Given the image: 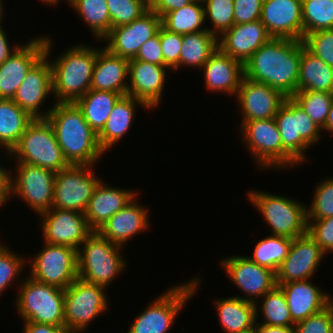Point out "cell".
Listing matches in <instances>:
<instances>
[{
    "mask_svg": "<svg viewBox=\"0 0 333 333\" xmlns=\"http://www.w3.org/2000/svg\"><path fill=\"white\" fill-rule=\"evenodd\" d=\"M23 280V281H22ZM15 298L16 311L22 322L65 326L64 289L25 276Z\"/></svg>",
    "mask_w": 333,
    "mask_h": 333,
    "instance_id": "cell-6",
    "label": "cell"
},
{
    "mask_svg": "<svg viewBox=\"0 0 333 333\" xmlns=\"http://www.w3.org/2000/svg\"><path fill=\"white\" fill-rule=\"evenodd\" d=\"M272 37L261 20L234 24L218 37V48L243 64Z\"/></svg>",
    "mask_w": 333,
    "mask_h": 333,
    "instance_id": "cell-24",
    "label": "cell"
},
{
    "mask_svg": "<svg viewBox=\"0 0 333 333\" xmlns=\"http://www.w3.org/2000/svg\"><path fill=\"white\" fill-rule=\"evenodd\" d=\"M104 183L101 180L96 186L84 213L88 227L92 231H98L115 213L138 195L136 190L108 186Z\"/></svg>",
    "mask_w": 333,
    "mask_h": 333,
    "instance_id": "cell-28",
    "label": "cell"
},
{
    "mask_svg": "<svg viewBox=\"0 0 333 333\" xmlns=\"http://www.w3.org/2000/svg\"><path fill=\"white\" fill-rule=\"evenodd\" d=\"M203 4L205 22L210 20L213 27L209 26L207 30L217 38L234 25L233 0H205Z\"/></svg>",
    "mask_w": 333,
    "mask_h": 333,
    "instance_id": "cell-42",
    "label": "cell"
},
{
    "mask_svg": "<svg viewBox=\"0 0 333 333\" xmlns=\"http://www.w3.org/2000/svg\"><path fill=\"white\" fill-rule=\"evenodd\" d=\"M43 245L40 252L31 258L27 275L65 290L78 278L77 250L46 242Z\"/></svg>",
    "mask_w": 333,
    "mask_h": 333,
    "instance_id": "cell-13",
    "label": "cell"
},
{
    "mask_svg": "<svg viewBox=\"0 0 333 333\" xmlns=\"http://www.w3.org/2000/svg\"><path fill=\"white\" fill-rule=\"evenodd\" d=\"M9 157H12L11 160L15 158L14 162L39 166L54 173L69 165L47 118H36L30 122Z\"/></svg>",
    "mask_w": 333,
    "mask_h": 333,
    "instance_id": "cell-8",
    "label": "cell"
},
{
    "mask_svg": "<svg viewBox=\"0 0 333 333\" xmlns=\"http://www.w3.org/2000/svg\"><path fill=\"white\" fill-rule=\"evenodd\" d=\"M205 23L204 4L193 1L187 6L167 12L161 18V25L170 32L186 35L196 33L207 28Z\"/></svg>",
    "mask_w": 333,
    "mask_h": 333,
    "instance_id": "cell-37",
    "label": "cell"
},
{
    "mask_svg": "<svg viewBox=\"0 0 333 333\" xmlns=\"http://www.w3.org/2000/svg\"><path fill=\"white\" fill-rule=\"evenodd\" d=\"M219 261V266L226 271L231 282L243 292V297H235L256 303L277 286L275 272L258 265L247 256L232 255Z\"/></svg>",
    "mask_w": 333,
    "mask_h": 333,
    "instance_id": "cell-16",
    "label": "cell"
},
{
    "mask_svg": "<svg viewBox=\"0 0 333 333\" xmlns=\"http://www.w3.org/2000/svg\"><path fill=\"white\" fill-rule=\"evenodd\" d=\"M161 26V17L148 9L133 22L114 27L101 40L111 54L128 60L134 59L140 47L153 37Z\"/></svg>",
    "mask_w": 333,
    "mask_h": 333,
    "instance_id": "cell-18",
    "label": "cell"
},
{
    "mask_svg": "<svg viewBox=\"0 0 333 333\" xmlns=\"http://www.w3.org/2000/svg\"><path fill=\"white\" fill-rule=\"evenodd\" d=\"M97 54L98 47L80 43L49 60L56 103H75L90 90Z\"/></svg>",
    "mask_w": 333,
    "mask_h": 333,
    "instance_id": "cell-3",
    "label": "cell"
},
{
    "mask_svg": "<svg viewBox=\"0 0 333 333\" xmlns=\"http://www.w3.org/2000/svg\"><path fill=\"white\" fill-rule=\"evenodd\" d=\"M137 195L123 208L115 213L97 232L110 242L124 247L135 235L148 230L150 226L149 211L137 202Z\"/></svg>",
    "mask_w": 333,
    "mask_h": 333,
    "instance_id": "cell-25",
    "label": "cell"
},
{
    "mask_svg": "<svg viewBox=\"0 0 333 333\" xmlns=\"http://www.w3.org/2000/svg\"><path fill=\"white\" fill-rule=\"evenodd\" d=\"M241 140L263 169H291L300 163L283 147L280 132L274 118L245 121L240 125ZM273 168V169H272Z\"/></svg>",
    "mask_w": 333,
    "mask_h": 333,
    "instance_id": "cell-7",
    "label": "cell"
},
{
    "mask_svg": "<svg viewBox=\"0 0 333 333\" xmlns=\"http://www.w3.org/2000/svg\"><path fill=\"white\" fill-rule=\"evenodd\" d=\"M107 6L111 29L133 22L149 9L140 0H107Z\"/></svg>",
    "mask_w": 333,
    "mask_h": 333,
    "instance_id": "cell-45",
    "label": "cell"
},
{
    "mask_svg": "<svg viewBox=\"0 0 333 333\" xmlns=\"http://www.w3.org/2000/svg\"><path fill=\"white\" fill-rule=\"evenodd\" d=\"M218 48V38L208 30L183 35L179 58L181 67L201 69Z\"/></svg>",
    "mask_w": 333,
    "mask_h": 333,
    "instance_id": "cell-35",
    "label": "cell"
},
{
    "mask_svg": "<svg viewBox=\"0 0 333 333\" xmlns=\"http://www.w3.org/2000/svg\"><path fill=\"white\" fill-rule=\"evenodd\" d=\"M294 333H333V301L320 312L296 323Z\"/></svg>",
    "mask_w": 333,
    "mask_h": 333,
    "instance_id": "cell-47",
    "label": "cell"
},
{
    "mask_svg": "<svg viewBox=\"0 0 333 333\" xmlns=\"http://www.w3.org/2000/svg\"><path fill=\"white\" fill-rule=\"evenodd\" d=\"M254 333H294V327L271 326L262 323H256Z\"/></svg>",
    "mask_w": 333,
    "mask_h": 333,
    "instance_id": "cell-56",
    "label": "cell"
},
{
    "mask_svg": "<svg viewBox=\"0 0 333 333\" xmlns=\"http://www.w3.org/2000/svg\"><path fill=\"white\" fill-rule=\"evenodd\" d=\"M236 101L239 103L241 125L245 121L274 118L286 97L265 83L243 77Z\"/></svg>",
    "mask_w": 333,
    "mask_h": 333,
    "instance_id": "cell-21",
    "label": "cell"
},
{
    "mask_svg": "<svg viewBox=\"0 0 333 333\" xmlns=\"http://www.w3.org/2000/svg\"><path fill=\"white\" fill-rule=\"evenodd\" d=\"M168 67L129 60L127 95L142 101L150 110L161 104Z\"/></svg>",
    "mask_w": 333,
    "mask_h": 333,
    "instance_id": "cell-23",
    "label": "cell"
},
{
    "mask_svg": "<svg viewBox=\"0 0 333 333\" xmlns=\"http://www.w3.org/2000/svg\"><path fill=\"white\" fill-rule=\"evenodd\" d=\"M44 242L63 245L78 250L85 239L93 232L87 224L84 213L72 210L51 208L39 215Z\"/></svg>",
    "mask_w": 333,
    "mask_h": 333,
    "instance_id": "cell-17",
    "label": "cell"
},
{
    "mask_svg": "<svg viewBox=\"0 0 333 333\" xmlns=\"http://www.w3.org/2000/svg\"><path fill=\"white\" fill-rule=\"evenodd\" d=\"M46 118L69 165H97L105 153L76 103H54Z\"/></svg>",
    "mask_w": 333,
    "mask_h": 333,
    "instance_id": "cell-2",
    "label": "cell"
},
{
    "mask_svg": "<svg viewBox=\"0 0 333 333\" xmlns=\"http://www.w3.org/2000/svg\"><path fill=\"white\" fill-rule=\"evenodd\" d=\"M292 99L321 129L325 126L329 107L333 99L332 93L320 91H297Z\"/></svg>",
    "mask_w": 333,
    "mask_h": 333,
    "instance_id": "cell-41",
    "label": "cell"
},
{
    "mask_svg": "<svg viewBox=\"0 0 333 333\" xmlns=\"http://www.w3.org/2000/svg\"><path fill=\"white\" fill-rule=\"evenodd\" d=\"M67 3L87 24L96 41H101L110 32L111 18L107 0H68Z\"/></svg>",
    "mask_w": 333,
    "mask_h": 333,
    "instance_id": "cell-36",
    "label": "cell"
},
{
    "mask_svg": "<svg viewBox=\"0 0 333 333\" xmlns=\"http://www.w3.org/2000/svg\"><path fill=\"white\" fill-rule=\"evenodd\" d=\"M201 281L196 277L170 286L134 318L127 333H168L186 303L194 298Z\"/></svg>",
    "mask_w": 333,
    "mask_h": 333,
    "instance_id": "cell-5",
    "label": "cell"
},
{
    "mask_svg": "<svg viewBox=\"0 0 333 333\" xmlns=\"http://www.w3.org/2000/svg\"><path fill=\"white\" fill-rule=\"evenodd\" d=\"M122 96L112 91L90 89L75 103L82 110L84 119L98 135L104 128L114 105Z\"/></svg>",
    "mask_w": 333,
    "mask_h": 333,
    "instance_id": "cell-33",
    "label": "cell"
},
{
    "mask_svg": "<svg viewBox=\"0 0 333 333\" xmlns=\"http://www.w3.org/2000/svg\"><path fill=\"white\" fill-rule=\"evenodd\" d=\"M45 5H49V6H55L58 5L59 1L61 0H41ZM68 1V0H66Z\"/></svg>",
    "mask_w": 333,
    "mask_h": 333,
    "instance_id": "cell-59",
    "label": "cell"
},
{
    "mask_svg": "<svg viewBox=\"0 0 333 333\" xmlns=\"http://www.w3.org/2000/svg\"><path fill=\"white\" fill-rule=\"evenodd\" d=\"M121 252L122 246L93 231L77 250L78 278L108 288L127 266Z\"/></svg>",
    "mask_w": 333,
    "mask_h": 333,
    "instance_id": "cell-4",
    "label": "cell"
},
{
    "mask_svg": "<svg viewBox=\"0 0 333 333\" xmlns=\"http://www.w3.org/2000/svg\"><path fill=\"white\" fill-rule=\"evenodd\" d=\"M292 244V238L285 236L270 235V233L264 236L256 243L253 256H247L258 265L268 268L271 271L278 270V267L287 257L290 246Z\"/></svg>",
    "mask_w": 333,
    "mask_h": 333,
    "instance_id": "cell-39",
    "label": "cell"
},
{
    "mask_svg": "<svg viewBox=\"0 0 333 333\" xmlns=\"http://www.w3.org/2000/svg\"><path fill=\"white\" fill-rule=\"evenodd\" d=\"M45 54V35L32 37L0 65V99L12 100L27 72Z\"/></svg>",
    "mask_w": 333,
    "mask_h": 333,
    "instance_id": "cell-20",
    "label": "cell"
},
{
    "mask_svg": "<svg viewBox=\"0 0 333 333\" xmlns=\"http://www.w3.org/2000/svg\"><path fill=\"white\" fill-rule=\"evenodd\" d=\"M301 40L271 38L244 63V77L292 98L298 91Z\"/></svg>",
    "mask_w": 333,
    "mask_h": 333,
    "instance_id": "cell-1",
    "label": "cell"
},
{
    "mask_svg": "<svg viewBox=\"0 0 333 333\" xmlns=\"http://www.w3.org/2000/svg\"><path fill=\"white\" fill-rule=\"evenodd\" d=\"M283 147L300 163H307V149L319 143L322 130L292 99L286 98L274 117Z\"/></svg>",
    "mask_w": 333,
    "mask_h": 333,
    "instance_id": "cell-11",
    "label": "cell"
},
{
    "mask_svg": "<svg viewBox=\"0 0 333 333\" xmlns=\"http://www.w3.org/2000/svg\"><path fill=\"white\" fill-rule=\"evenodd\" d=\"M193 1H198V2H202L203 3L205 0H193Z\"/></svg>",
    "mask_w": 333,
    "mask_h": 333,
    "instance_id": "cell-61",
    "label": "cell"
},
{
    "mask_svg": "<svg viewBox=\"0 0 333 333\" xmlns=\"http://www.w3.org/2000/svg\"><path fill=\"white\" fill-rule=\"evenodd\" d=\"M248 199L262 214L270 235L296 238L307 233V207L300 200L265 191L250 190Z\"/></svg>",
    "mask_w": 333,
    "mask_h": 333,
    "instance_id": "cell-9",
    "label": "cell"
},
{
    "mask_svg": "<svg viewBox=\"0 0 333 333\" xmlns=\"http://www.w3.org/2000/svg\"><path fill=\"white\" fill-rule=\"evenodd\" d=\"M11 173V198L19 197L37 215L53 206L55 173L39 166L16 162Z\"/></svg>",
    "mask_w": 333,
    "mask_h": 333,
    "instance_id": "cell-14",
    "label": "cell"
},
{
    "mask_svg": "<svg viewBox=\"0 0 333 333\" xmlns=\"http://www.w3.org/2000/svg\"><path fill=\"white\" fill-rule=\"evenodd\" d=\"M22 333H71L65 326H54L44 323L23 322Z\"/></svg>",
    "mask_w": 333,
    "mask_h": 333,
    "instance_id": "cell-53",
    "label": "cell"
},
{
    "mask_svg": "<svg viewBox=\"0 0 333 333\" xmlns=\"http://www.w3.org/2000/svg\"><path fill=\"white\" fill-rule=\"evenodd\" d=\"M15 253L16 251L10 250L6 244L0 245V297L13 281L17 282L22 278L20 274L24 271L26 262H29L27 257Z\"/></svg>",
    "mask_w": 333,
    "mask_h": 333,
    "instance_id": "cell-43",
    "label": "cell"
},
{
    "mask_svg": "<svg viewBox=\"0 0 333 333\" xmlns=\"http://www.w3.org/2000/svg\"><path fill=\"white\" fill-rule=\"evenodd\" d=\"M183 35L173 33L160 26V43L164 56V66L169 71L179 69V58L182 48Z\"/></svg>",
    "mask_w": 333,
    "mask_h": 333,
    "instance_id": "cell-48",
    "label": "cell"
},
{
    "mask_svg": "<svg viewBox=\"0 0 333 333\" xmlns=\"http://www.w3.org/2000/svg\"><path fill=\"white\" fill-rule=\"evenodd\" d=\"M283 291L292 321L296 324L320 312L332 301V294L324 293L311 279L277 284Z\"/></svg>",
    "mask_w": 333,
    "mask_h": 333,
    "instance_id": "cell-27",
    "label": "cell"
},
{
    "mask_svg": "<svg viewBox=\"0 0 333 333\" xmlns=\"http://www.w3.org/2000/svg\"><path fill=\"white\" fill-rule=\"evenodd\" d=\"M4 8H5V5H4V2L2 1L0 3V28H5L3 27L2 23H3V19L5 18V15H4ZM4 15V16H3Z\"/></svg>",
    "mask_w": 333,
    "mask_h": 333,
    "instance_id": "cell-58",
    "label": "cell"
},
{
    "mask_svg": "<svg viewBox=\"0 0 333 333\" xmlns=\"http://www.w3.org/2000/svg\"><path fill=\"white\" fill-rule=\"evenodd\" d=\"M321 130H322V133H323V131H325V132H330V134H333V99H332L330 107H329V113H328V117H327L325 126Z\"/></svg>",
    "mask_w": 333,
    "mask_h": 333,
    "instance_id": "cell-57",
    "label": "cell"
},
{
    "mask_svg": "<svg viewBox=\"0 0 333 333\" xmlns=\"http://www.w3.org/2000/svg\"><path fill=\"white\" fill-rule=\"evenodd\" d=\"M103 286L77 278L64 292L65 327L71 333H83L89 324L109 310V297ZM87 328V329H86Z\"/></svg>",
    "mask_w": 333,
    "mask_h": 333,
    "instance_id": "cell-10",
    "label": "cell"
},
{
    "mask_svg": "<svg viewBox=\"0 0 333 333\" xmlns=\"http://www.w3.org/2000/svg\"><path fill=\"white\" fill-rule=\"evenodd\" d=\"M192 2L193 0H153L149 9L162 18L167 12L180 9Z\"/></svg>",
    "mask_w": 333,
    "mask_h": 333,
    "instance_id": "cell-52",
    "label": "cell"
},
{
    "mask_svg": "<svg viewBox=\"0 0 333 333\" xmlns=\"http://www.w3.org/2000/svg\"><path fill=\"white\" fill-rule=\"evenodd\" d=\"M302 42L309 52L333 68V29L309 33Z\"/></svg>",
    "mask_w": 333,
    "mask_h": 333,
    "instance_id": "cell-46",
    "label": "cell"
},
{
    "mask_svg": "<svg viewBox=\"0 0 333 333\" xmlns=\"http://www.w3.org/2000/svg\"><path fill=\"white\" fill-rule=\"evenodd\" d=\"M262 300L255 303L256 307V323H262L271 326L294 327L287 301L283 291L276 286L270 292L261 297ZM262 315L260 322L259 316Z\"/></svg>",
    "mask_w": 333,
    "mask_h": 333,
    "instance_id": "cell-38",
    "label": "cell"
},
{
    "mask_svg": "<svg viewBox=\"0 0 333 333\" xmlns=\"http://www.w3.org/2000/svg\"><path fill=\"white\" fill-rule=\"evenodd\" d=\"M307 233L322 251L333 253V216L325 219L307 220Z\"/></svg>",
    "mask_w": 333,
    "mask_h": 333,
    "instance_id": "cell-49",
    "label": "cell"
},
{
    "mask_svg": "<svg viewBox=\"0 0 333 333\" xmlns=\"http://www.w3.org/2000/svg\"><path fill=\"white\" fill-rule=\"evenodd\" d=\"M260 20L272 38L303 40L302 0H264Z\"/></svg>",
    "mask_w": 333,
    "mask_h": 333,
    "instance_id": "cell-22",
    "label": "cell"
},
{
    "mask_svg": "<svg viewBox=\"0 0 333 333\" xmlns=\"http://www.w3.org/2000/svg\"><path fill=\"white\" fill-rule=\"evenodd\" d=\"M137 105L150 110L142 101L128 95L122 96L114 105L104 128L98 134V142L104 153L128 133Z\"/></svg>",
    "mask_w": 333,
    "mask_h": 333,
    "instance_id": "cell-30",
    "label": "cell"
},
{
    "mask_svg": "<svg viewBox=\"0 0 333 333\" xmlns=\"http://www.w3.org/2000/svg\"><path fill=\"white\" fill-rule=\"evenodd\" d=\"M224 333H252L256 324L255 303L232 296L214 302Z\"/></svg>",
    "mask_w": 333,
    "mask_h": 333,
    "instance_id": "cell-31",
    "label": "cell"
},
{
    "mask_svg": "<svg viewBox=\"0 0 333 333\" xmlns=\"http://www.w3.org/2000/svg\"><path fill=\"white\" fill-rule=\"evenodd\" d=\"M93 170L94 165H68L55 173L52 207L85 213L96 186L103 180Z\"/></svg>",
    "mask_w": 333,
    "mask_h": 333,
    "instance_id": "cell-12",
    "label": "cell"
},
{
    "mask_svg": "<svg viewBox=\"0 0 333 333\" xmlns=\"http://www.w3.org/2000/svg\"><path fill=\"white\" fill-rule=\"evenodd\" d=\"M129 60L98 48L90 89L112 91L123 96L128 90Z\"/></svg>",
    "mask_w": 333,
    "mask_h": 333,
    "instance_id": "cell-29",
    "label": "cell"
},
{
    "mask_svg": "<svg viewBox=\"0 0 333 333\" xmlns=\"http://www.w3.org/2000/svg\"><path fill=\"white\" fill-rule=\"evenodd\" d=\"M164 66V56L160 43V28L158 32L148 39L139 49L134 59Z\"/></svg>",
    "mask_w": 333,
    "mask_h": 333,
    "instance_id": "cell-51",
    "label": "cell"
},
{
    "mask_svg": "<svg viewBox=\"0 0 333 333\" xmlns=\"http://www.w3.org/2000/svg\"><path fill=\"white\" fill-rule=\"evenodd\" d=\"M303 38L319 30L333 29V0H302Z\"/></svg>",
    "mask_w": 333,
    "mask_h": 333,
    "instance_id": "cell-40",
    "label": "cell"
},
{
    "mask_svg": "<svg viewBox=\"0 0 333 333\" xmlns=\"http://www.w3.org/2000/svg\"><path fill=\"white\" fill-rule=\"evenodd\" d=\"M298 91H320L333 94V68L309 52L302 41Z\"/></svg>",
    "mask_w": 333,
    "mask_h": 333,
    "instance_id": "cell-32",
    "label": "cell"
},
{
    "mask_svg": "<svg viewBox=\"0 0 333 333\" xmlns=\"http://www.w3.org/2000/svg\"><path fill=\"white\" fill-rule=\"evenodd\" d=\"M199 71L203 72L207 91L236 97L244 77V64L217 48Z\"/></svg>",
    "mask_w": 333,
    "mask_h": 333,
    "instance_id": "cell-26",
    "label": "cell"
},
{
    "mask_svg": "<svg viewBox=\"0 0 333 333\" xmlns=\"http://www.w3.org/2000/svg\"><path fill=\"white\" fill-rule=\"evenodd\" d=\"M311 204L307 207V220L333 216V177L324 179L315 187Z\"/></svg>",
    "mask_w": 333,
    "mask_h": 333,
    "instance_id": "cell-44",
    "label": "cell"
},
{
    "mask_svg": "<svg viewBox=\"0 0 333 333\" xmlns=\"http://www.w3.org/2000/svg\"><path fill=\"white\" fill-rule=\"evenodd\" d=\"M234 24L260 20L264 0H233Z\"/></svg>",
    "mask_w": 333,
    "mask_h": 333,
    "instance_id": "cell-50",
    "label": "cell"
},
{
    "mask_svg": "<svg viewBox=\"0 0 333 333\" xmlns=\"http://www.w3.org/2000/svg\"><path fill=\"white\" fill-rule=\"evenodd\" d=\"M34 118L13 100L0 99V143L6 155L19 143L25 129Z\"/></svg>",
    "mask_w": 333,
    "mask_h": 333,
    "instance_id": "cell-34",
    "label": "cell"
},
{
    "mask_svg": "<svg viewBox=\"0 0 333 333\" xmlns=\"http://www.w3.org/2000/svg\"><path fill=\"white\" fill-rule=\"evenodd\" d=\"M5 28H0V65L3 64L21 44L9 45V39Z\"/></svg>",
    "mask_w": 333,
    "mask_h": 333,
    "instance_id": "cell-55",
    "label": "cell"
},
{
    "mask_svg": "<svg viewBox=\"0 0 333 333\" xmlns=\"http://www.w3.org/2000/svg\"><path fill=\"white\" fill-rule=\"evenodd\" d=\"M11 197V171L0 165V208L8 203Z\"/></svg>",
    "mask_w": 333,
    "mask_h": 333,
    "instance_id": "cell-54",
    "label": "cell"
},
{
    "mask_svg": "<svg viewBox=\"0 0 333 333\" xmlns=\"http://www.w3.org/2000/svg\"><path fill=\"white\" fill-rule=\"evenodd\" d=\"M52 39L45 34V54L31 67L18 88L13 101L31 117L46 118L52 107L42 111L47 96L53 93L51 60Z\"/></svg>",
    "mask_w": 333,
    "mask_h": 333,
    "instance_id": "cell-15",
    "label": "cell"
},
{
    "mask_svg": "<svg viewBox=\"0 0 333 333\" xmlns=\"http://www.w3.org/2000/svg\"><path fill=\"white\" fill-rule=\"evenodd\" d=\"M326 254L308 234L292 239L289 253L276 271V284L312 279Z\"/></svg>",
    "mask_w": 333,
    "mask_h": 333,
    "instance_id": "cell-19",
    "label": "cell"
},
{
    "mask_svg": "<svg viewBox=\"0 0 333 333\" xmlns=\"http://www.w3.org/2000/svg\"><path fill=\"white\" fill-rule=\"evenodd\" d=\"M140 1H142L145 5H147L148 7H150L151 6V4H152V2H153V0H140Z\"/></svg>",
    "mask_w": 333,
    "mask_h": 333,
    "instance_id": "cell-60",
    "label": "cell"
}]
</instances>
